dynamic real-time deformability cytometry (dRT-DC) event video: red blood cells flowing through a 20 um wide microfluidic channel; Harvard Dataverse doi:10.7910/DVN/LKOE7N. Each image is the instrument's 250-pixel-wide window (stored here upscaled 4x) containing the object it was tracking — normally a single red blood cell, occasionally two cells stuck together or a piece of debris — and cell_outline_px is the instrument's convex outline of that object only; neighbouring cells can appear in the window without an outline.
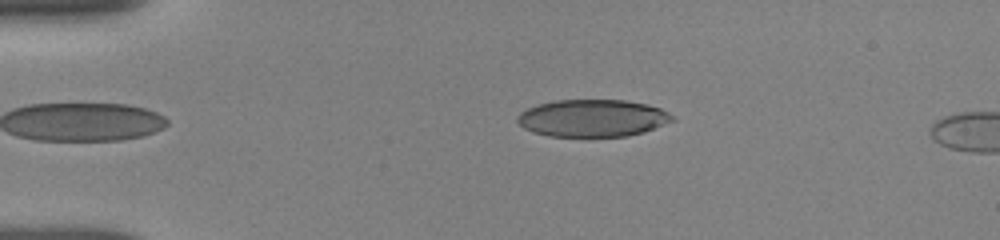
{"species": "human", "species_latin": "Homo sapiens", "temperature_condition": "room temperature", "stored_images_in_passage": 4, "camera_frame_rate_fps": 3000, "um_per_image_px": 0.085, "donor": {"sex": "female"}, "frame": {"image": 1, "passage_image": 1, "time_ms": 0.0, "image_size_px": [1000, 240], "cell_outline_px": [[676, 120], [644, 132], [628, 136], [548, 136], [532, 132], [524, 128], [516, 120], [516, 116], [520, 112], [536, 104], [556, 100], [624, 100], [648, 104], [660, 108], [668, 112]], "centroid_in_image_um": [50.36, 10.04], "position_along_channel_um": 34.6, "area_um2": 33.81}}